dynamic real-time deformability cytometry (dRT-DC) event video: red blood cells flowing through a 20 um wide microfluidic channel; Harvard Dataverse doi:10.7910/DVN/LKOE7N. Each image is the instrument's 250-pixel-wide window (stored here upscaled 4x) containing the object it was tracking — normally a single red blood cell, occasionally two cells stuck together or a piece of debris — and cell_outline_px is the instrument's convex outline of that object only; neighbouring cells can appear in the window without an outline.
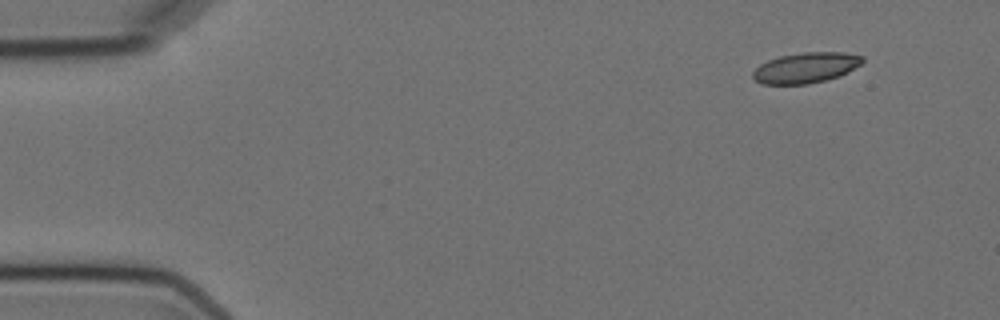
{"species": "Egyptian fruit bat (a non-hibernating species)", "species_latin": "Rousettus aegyptiacus", "temperature_condition": "cold", "stored_images_in_passage": 4, "camera_frame_rate_fps": 3000, "um_per_image_px": 0.085, "animal": {"sex": "female"}, "frame": {"image": 1, "passage_image": 1, "time_ms": 0.0, "image_size_px": [1000, 320], "cell_outline_px": [[864, 60], [860, 64], [848, 72], [840, 76], [808, 84], [760, 84], [752, 76], [752, 72], [760, 64], [768, 60], [780, 56], [804, 52], [844, 52], [864, 56]], "centroid_in_image_um": [68.49, 5.75], "position_along_channel_um": 16.5, "area_um2": 19.48}}
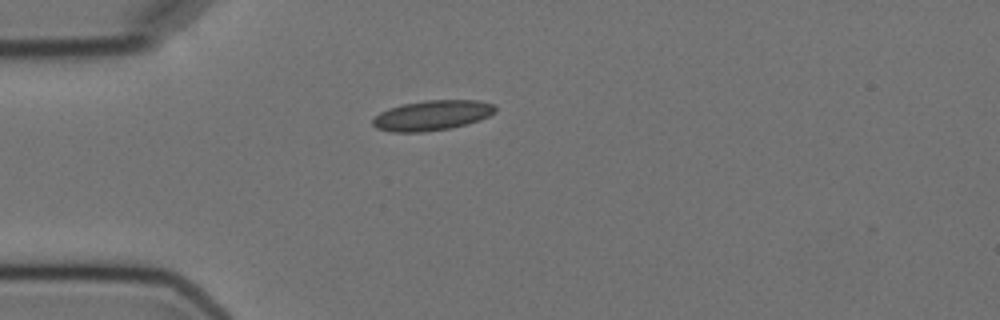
{"frame": {"image": 2, "passage_image": 4, "time_ms": 3.333, "image_size_px": [1000, 320], "cell_outline_px": [[496, 112], [480, 120], [452, 128], [424, 132], [392, 132], [376, 128], [372, 124], [372, 120], [380, 112], [388, 108], [400, 104], [424, 100], [480, 100], [496, 104]], "centroid_in_image_um": [36.74, 9.8], "position_along_channel_um": 48.3, "area_um2": 21.79}}